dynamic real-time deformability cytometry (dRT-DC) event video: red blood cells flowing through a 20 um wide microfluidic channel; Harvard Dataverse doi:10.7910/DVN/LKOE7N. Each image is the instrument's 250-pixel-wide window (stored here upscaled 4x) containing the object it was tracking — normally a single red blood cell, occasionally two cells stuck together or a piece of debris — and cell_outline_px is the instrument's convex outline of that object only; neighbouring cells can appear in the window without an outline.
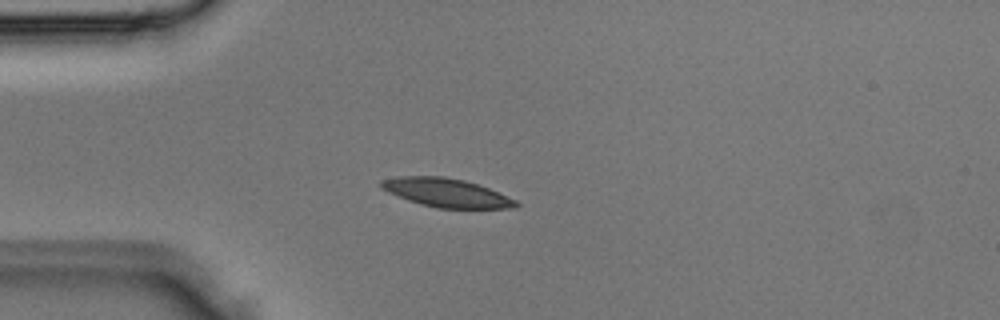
{"species": "Egyptian fruit bat (a non-hibernating species)", "species_latin": "Rousettus aegyptiacus", "temperature_condition": "room temperature", "stored_images_in_passage": 3, "camera_frame_rate_fps": 3000, "um_per_image_px": 0.085, "animal": {"sex": "male"}, "frame": {"image": 1, "passage_image": 3, "time_ms": 0.667, "image_size_px": [1000, 320], "cell_outline_px": [[520, 204], [516, 208], [436, 208], [420, 204], [408, 200], [388, 192], [380, 188], [380, 180], [396, 176], [444, 176], [464, 180], [488, 188], [516, 200]], "centroid_in_image_um": [37.91, 16.38], "position_along_channel_um": 47.1, "area_um2": 22.48}}